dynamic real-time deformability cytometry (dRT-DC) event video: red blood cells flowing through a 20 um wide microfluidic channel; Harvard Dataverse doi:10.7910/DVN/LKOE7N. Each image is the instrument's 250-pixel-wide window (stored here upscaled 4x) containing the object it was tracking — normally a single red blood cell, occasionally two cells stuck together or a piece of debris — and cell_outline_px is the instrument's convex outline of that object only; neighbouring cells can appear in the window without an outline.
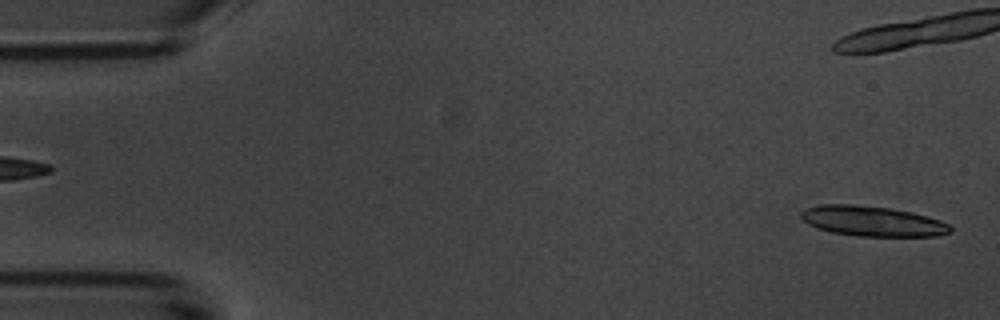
{"species": "common noctule bat (a hibernating species)", "species_latin": "Nyctalus noctula", "temperature_condition": "room temperature", "stored_images_in_passage": 5, "segment_of_instrument_passage": [2, 2], "camera_frame_rate_fps": 3000, "um_per_image_px": 0.085, "animal": {"sex": "male", "body_mass_g": 20.1, "forearm_length_mm": 53.5}, "frame": {"image": 1, "passage_image": 5, "time_ms": 4.333, "image_size_px": [1000, 320], "cell_outline_px": [[952, 232], [936, 236], [856, 236], [832, 232], [816, 228], [808, 224], [800, 216], [800, 212], [804, 208], [820, 204], [852, 204], [892, 208], [912, 212], [928, 216], [940, 220], [948, 224], [952, 228]], "centroid_in_image_um": [74.14, 18.79], "position_along_channel_um": 10.9, "area_um2": 26.47}}